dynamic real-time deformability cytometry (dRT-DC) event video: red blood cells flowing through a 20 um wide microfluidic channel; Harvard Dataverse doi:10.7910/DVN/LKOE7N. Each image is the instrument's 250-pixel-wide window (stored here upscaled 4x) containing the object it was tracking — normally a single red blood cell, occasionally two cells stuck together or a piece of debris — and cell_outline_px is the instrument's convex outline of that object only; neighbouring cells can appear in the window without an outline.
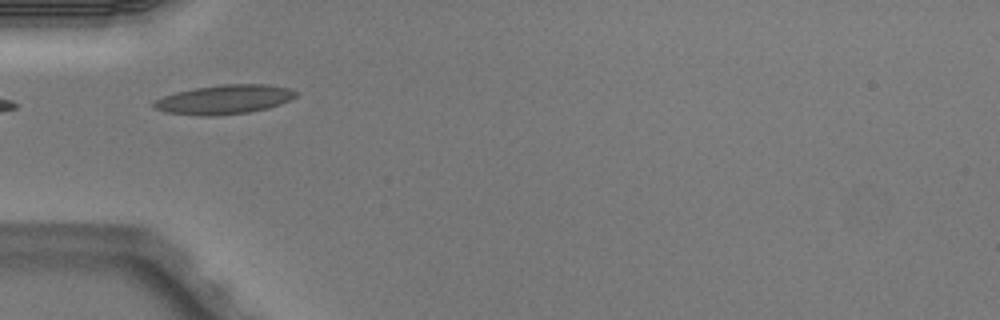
{"species": "Egyptian fruit bat (a non-hibernating species)", "species_latin": "Rousettus aegyptiacus", "temperature_condition": "warm", "stored_images_in_passage": 3, "camera_frame_rate_fps": 3000, "um_per_image_px": 0.085, "animal": {"sex": "male"}, "frame": {"image": 1, "passage_image": 2, "time_ms": 0.333, "image_size_px": [1000, 320], "cell_outline_px": [[300, 92], [296, 96], [280, 104], [268, 108], [248, 112], [212, 116], [200, 116], [168, 112], [156, 108], [152, 104], [156, 100], [164, 96], [176, 92], [196, 88], [224, 84], [268, 84], [292, 88]], "centroid_in_image_um": [19.13, 8.44], "position_along_channel_um": 65.9, "area_um2": 24.04}}
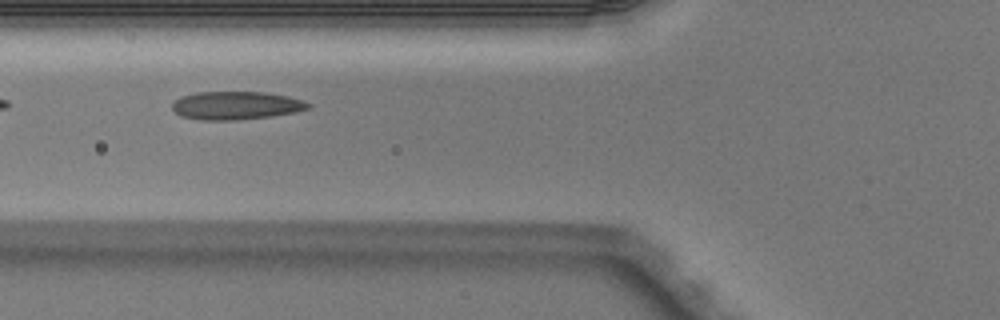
{"frame": {"image": 2, "passage_image": 3, "time_ms": 0.667, "image_size_px": [1000, 320], "cell_outline_px": [[312, 104], [308, 108], [296, 112], [272, 116], [236, 120], [200, 120], [180, 116], [172, 108], [172, 104], [180, 96], [196, 92], [268, 92], [288, 96], [304, 100]], "centroid_in_image_um": [20.07, 8.96], "position_along_channel_um": 105.7, "area_um2": 22.48}}